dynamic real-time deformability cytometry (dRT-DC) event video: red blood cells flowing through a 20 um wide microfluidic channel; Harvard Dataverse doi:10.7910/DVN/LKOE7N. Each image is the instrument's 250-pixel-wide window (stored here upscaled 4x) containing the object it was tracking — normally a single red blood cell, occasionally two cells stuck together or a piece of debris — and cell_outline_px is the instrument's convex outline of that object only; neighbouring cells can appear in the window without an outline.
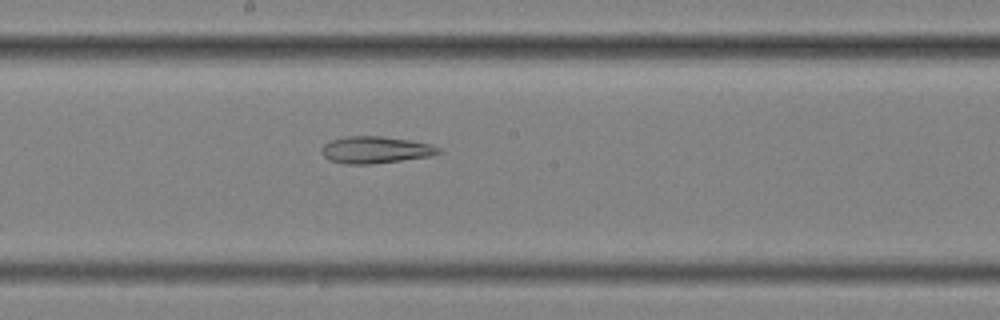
{"species": "common noctule bat (a hibernating species)", "species_latin": "Nyctalus noctula", "temperature_condition": "cold", "stored_images_in_passage": 43, "camera_frame_rate_fps": 3000, "um_per_image_px": 0.085, "animal": {"sex": "female", "body_mass_g": 25.1}, "frame": {"image": 1, "passage_image": 16, "time_ms": 5.0, "image_size_px": [1000, 320], "cell_outline_px": [[444, 152], [428, 156], [372, 164], [344, 164], [328, 160], [320, 152], [320, 148], [324, 144], [332, 140], [344, 136], [380, 136], [412, 140], [432, 144], [440, 148]], "centroid_in_image_um": [31.9, 12.73], "position_along_channel_um": 216.3, "area_um2": 18.5}}
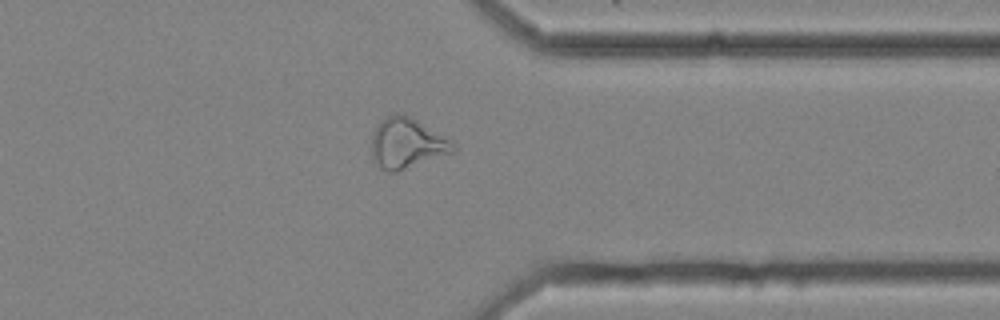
{"frame": {"image": 2, "passage_image": 30, "time_ms": 9.667, "image_size_px": [1000, 320], "cell_outline_px": [[456, 148], [452, 152], [396, 172], [388, 172], [380, 168], [372, 156], [372, 132], [388, 116], [396, 112], [404, 112], [452, 140], [456, 144]], "centroid_in_image_um": [34.59, 12.16], "position_along_channel_um": 376.8, "area_um2": 23.81}}
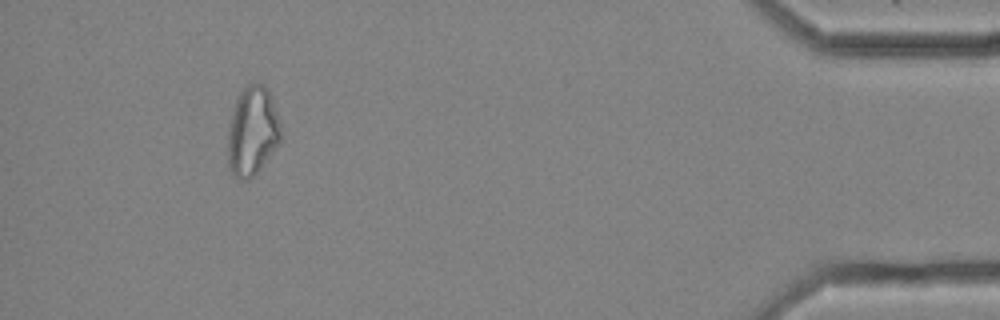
{"frame": {"image": 3, "passage_image": 38, "time_ms": 12.333, "image_size_px": [1000, 320], "cell_outline_px": [[280, 140], [256, 172], [248, 180], [240, 180], [232, 172], [228, 164], [228, 128], [232, 112], [236, 100], [240, 92], [252, 80], [264, 84], [268, 88], [280, 124]], "centroid_in_image_um": [21.43, 11.09], "position_along_channel_um": 413.8, "area_um2": 27.11}}